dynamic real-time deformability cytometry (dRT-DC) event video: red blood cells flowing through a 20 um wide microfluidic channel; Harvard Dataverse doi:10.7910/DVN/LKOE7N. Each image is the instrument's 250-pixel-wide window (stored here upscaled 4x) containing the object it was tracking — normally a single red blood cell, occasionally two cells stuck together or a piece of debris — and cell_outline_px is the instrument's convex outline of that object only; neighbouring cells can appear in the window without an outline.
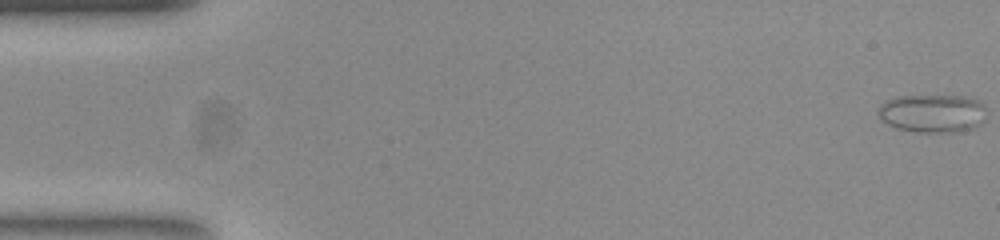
{"species": "common noctule bat (a hibernating species)", "species_latin": "Nyctalus noctula", "temperature_condition": "room temperature", "stored_images_in_passage": 55, "camera_frame_rate_fps": 3000, "um_per_image_px": 0.085, "animal": {"sex": "female", "body_mass_g": 23.0, "forearm_length_mm": 53.4}, "frame": {"image": 1, "passage_image": 1, "time_ms": 0.0, "image_size_px": [1000, 240], "cell_outline_px": [[980, 104], [972, 124], [968, 128], [952, 132], [916, 132], [900, 128], [888, 124], [880, 116], [880, 108], [888, 100], [900, 96], [960, 96], [972, 100]], "centroid_in_image_um": [79.05, 9.62], "position_along_channel_um": 6.0, "area_um2": 21.96}}
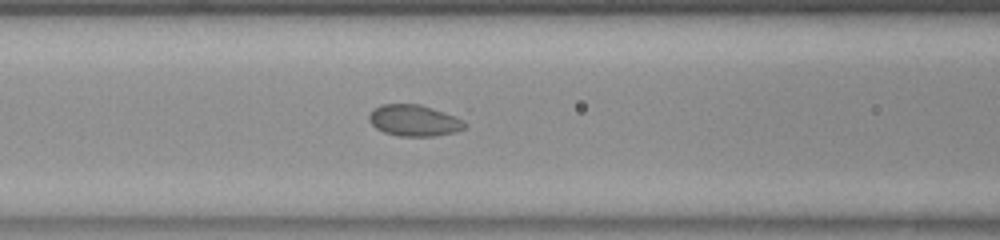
{"frame": {"image": 2, "passage_image": 23, "time_ms": 7.333, "image_size_px": [1000, 240], "cell_outline_px": [[464, 128], [456, 132], [436, 136], [400, 136], [384, 132], [376, 128], [372, 124], [368, 116], [380, 104], [420, 104], [460, 116], [464, 124]], "centroid_in_image_um": [35.24, 10.24], "position_along_channel_um": 131.4, "area_um2": 17.51}}
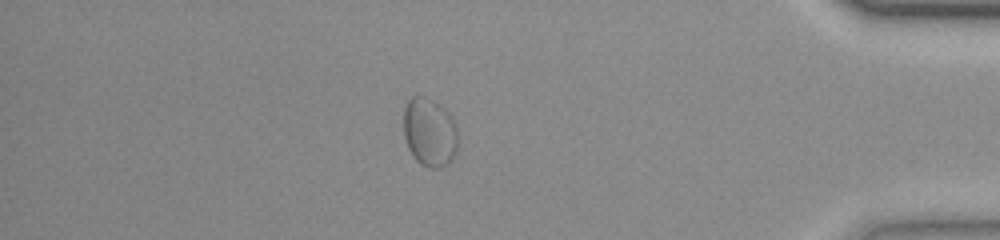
{"frame": {"image": 3, "passage_image": 48, "time_ms": 15.667, "image_size_px": [1000, 240], "cell_outline_px": [[456, 152], [452, 160], [440, 168], [428, 168], [420, 164], [412, 156], [408, 148], [404, 136], [404, 108], [408, 100], [412, 96], [424, 96], [440, 104], [452, 120], [456, 132]], "centroid_in_image_um": [36.47, 11.26], "position_along_channel_um": 398.7, "area_um2": 21.56}}